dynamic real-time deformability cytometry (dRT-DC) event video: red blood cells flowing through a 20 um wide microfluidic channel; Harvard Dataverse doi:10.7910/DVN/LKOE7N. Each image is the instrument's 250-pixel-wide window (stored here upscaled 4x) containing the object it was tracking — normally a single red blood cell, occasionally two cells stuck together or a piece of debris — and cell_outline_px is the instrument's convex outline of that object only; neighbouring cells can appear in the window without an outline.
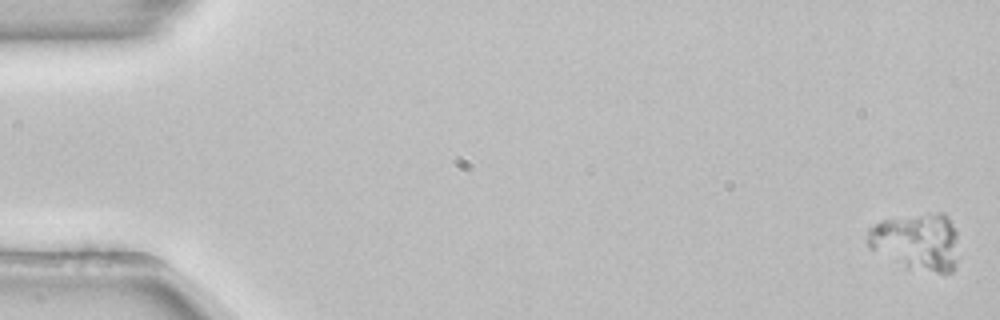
{"species": "common noctule bat (a hibernating species)", "species_latin": "Nyctalus noctula", "temperature_condition": "room temperature", "stored_images_in_passage": 55, "camera_frame_rate_fps": 3000, "um_per_image_px": 0.085, "animal": {"sex": "female", "body_mass_g": 22.7, "forearm_length_mm": 54.2}, "frame": {"image": 1, "passage_image": 2, "time_ms": 0.333, "image_size_px": [1000, 320], "cell_outline_px": [[956, 236], [952, 272], [936, 272], [908, 268], [868, 248], [864, 240], [868, 228], [880, 220], [928, 212], [944, 212], [948, 216], [956, 232]], "centroid_in_image_um": [77.83, 20.49], "position_along_channel_um": 7.2, "area_um2": 30.29}}
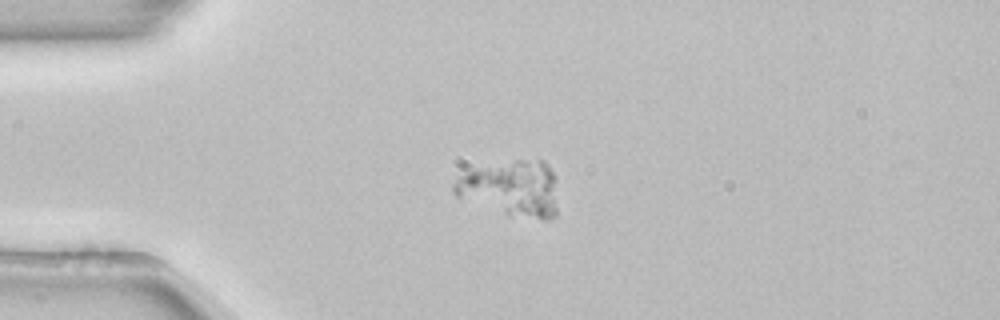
{"frame": {"image": 2, "passage_image": 15, "time_ms": 4.667, "image_size_px": [1000, 320], "cell_outline_px": [[556, 216], [548, 220], [544, 220], [508, 216], [456, 196], [452, 192], [452, 184], [456, 176], [468, 172], [516, 160], [540, 160], [552, 172], [556, 180]], "centroid_in_image_um": [43.47, 16.08], "position_along_channel_um": 41.5, "area_um2": 33.58}}
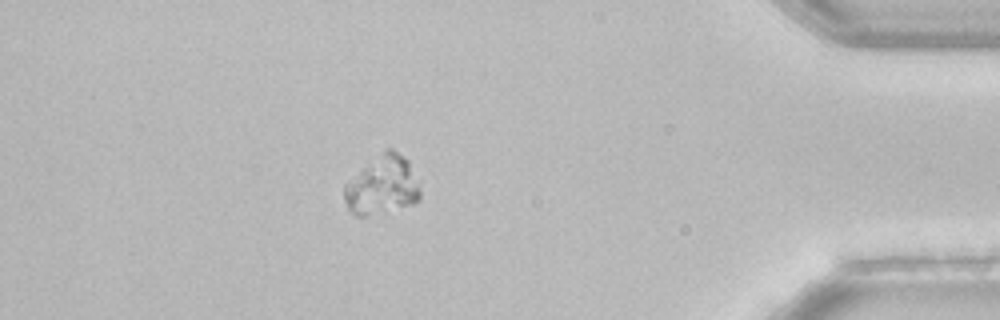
{"frame": {"image": 3, "passage_image": 49, "time_ms": 16.0, "image_size_px": [1000, 320], "cell_outline_px": [[420, 200], [412, 204], [364, 216], [356, 216], [348, 208], [344, 200], [344, 184], [384, 148], [392, 148], [404, 156], [408, 160], [420, 180]], "centroid_in_image_um": [32.52, 15.71], "position_along_channel_um": 402.7, "area_um2": 26.13}}